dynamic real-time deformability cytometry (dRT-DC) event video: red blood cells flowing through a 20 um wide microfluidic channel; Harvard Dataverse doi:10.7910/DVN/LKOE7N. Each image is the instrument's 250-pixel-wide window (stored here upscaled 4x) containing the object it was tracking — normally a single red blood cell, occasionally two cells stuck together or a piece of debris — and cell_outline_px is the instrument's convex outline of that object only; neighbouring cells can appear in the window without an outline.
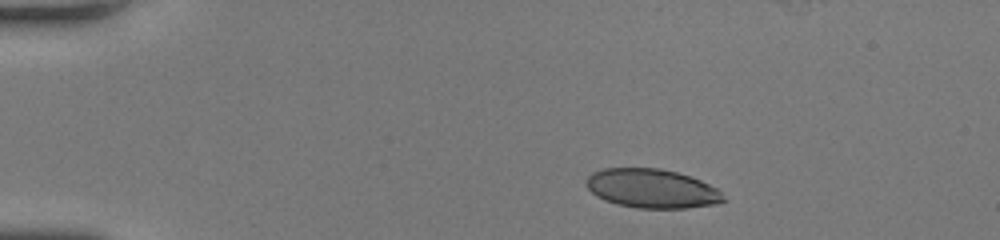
{"species": "human", "species_latin": "Homo sapiens", "temperature_condition": "room temperature", "stored_images_in_passage": 29, "camera_frame_rate_fps": 3000, "um_per_image_px": 0.085, "donor": {"sex": "female"}, "frame": {"image": 1, "passage_image": 1, "time_ms": 0.0, "image_size_px": [1000, 240], "cell_outline_px": [[728, 200], [716, 204], [684, 208], [640, 208], [616, 204], [604, 200], [596, 196], [584, 184], [588, 176], [592, 172], [604, 168], [660, 168], [676, 172], [700, 180], [716, 188]], "centroid_in_image_um": [55.39, 16.02], "position_along_channel_um": 29.6, "area_um2": 31.21}}
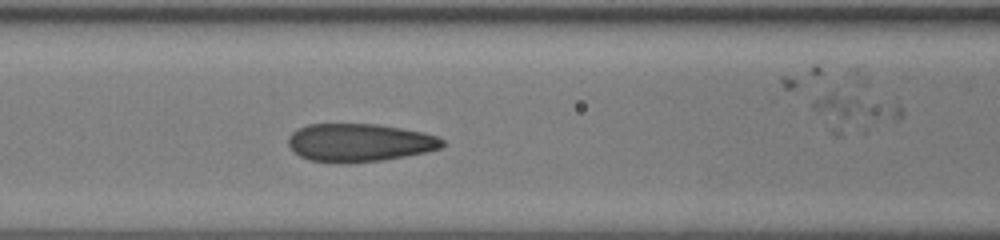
{"frame": {"image": 2, "passage_image": 15, "time_ms": 4.667, "image_size_px": [1000, 240], "cell_outline_px": [[444, 144], [440, 148], [424, 152], [384, 160], [308, 160], [300, 156], [288, 144], [288, 136], [292, 132], [308, 124], [376, 124], [424, 132], [436, 136], [444, 140]], "centroid_in_image_um": [30.57, 12.08], "position_along_channel_um": 136.0, "area_um2": 33.06}}
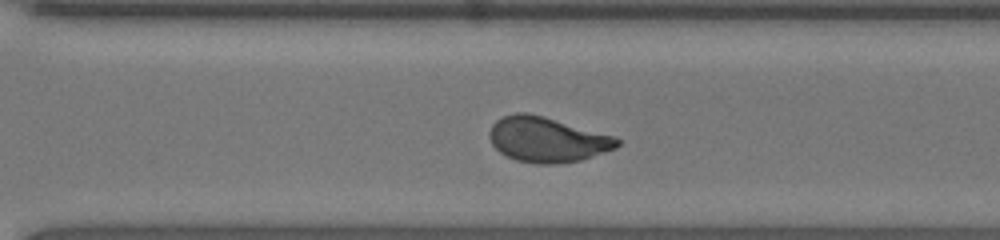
{"frame": {"image": 3, "passage_image": 29, "time_ms": 9.333, "image_size_px": [1000, 240], "cell_outline_px": [[620, 144], [616, 148], [580, 160], [556, 164], [540, 164], [516, 160], [500, 152], [492, 144], [488, 136], [488, 132], [492, 124], [496, 120], [504, 116], [516, 112], [528, 112], [544, 116], [616, 136], [620, 140]], "centroid_in_image_um": [46.5, 11.85], "position_along_channel_um": 324.1, "area_um2": 33.7}}